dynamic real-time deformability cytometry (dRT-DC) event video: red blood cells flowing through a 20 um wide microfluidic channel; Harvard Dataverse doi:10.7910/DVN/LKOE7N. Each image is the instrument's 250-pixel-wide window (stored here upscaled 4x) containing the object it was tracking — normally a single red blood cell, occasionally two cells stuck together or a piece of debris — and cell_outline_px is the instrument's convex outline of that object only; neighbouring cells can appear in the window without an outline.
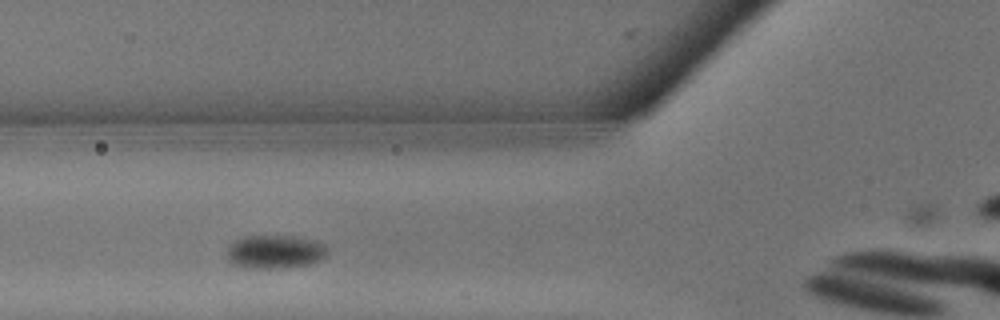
{"species": "common noctule bat (a hibernating species)", "species_latin": "Nyctalus noctula", "temperature_condition": "warm", "stored_images_in_passage": 11, "camera_frame_rate_fps": 3000, "um_per_image_px": 0.085, "animal": {"sex": "male", "body_mass_g": 13.3}, "frame": {"image": 1, "passage_image": 7, "time_ms": 2.0, "image_size_px": [1000, 320], "cell_outline_px": [[328, 248], [324, 256], [320, 260], [308, 264], [280, 268], [248, 268], [232, 264], [228, 260], [228, 248], [236, 240], [244, 236], [296, 236], [316, 240], [324, 244]], "centroid_in_image_um": [23.39, 21.39], "position_along_channel_um": 102.4, "area_um2": 19.54}}
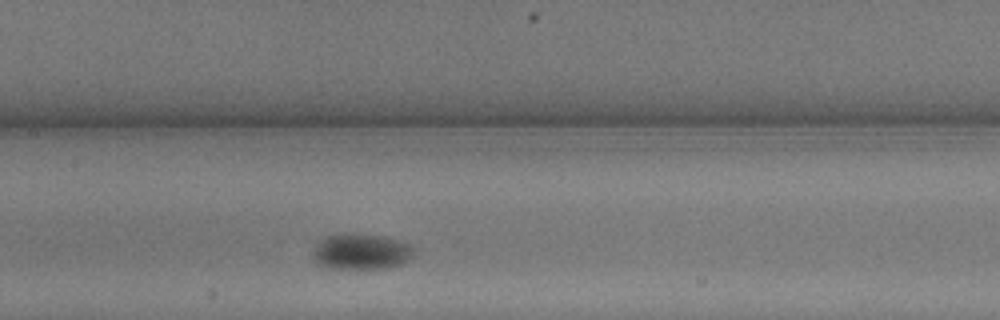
{"frame": {"image": 2, "passage_image": 10, "time_ms": 3.0, "image_size_px": [1000, 320], "cell_outline_px": [[416, 248], [412, 256], [404, 264], [392, 268], [328, 268], [320, 264], [312, 256], [312, 248], [320, 240], [328, 236], [340, 232], [380, 236], [412, 244]], "centroid_in_image_um": [30.72, 21.38], "position_along_channel_um": 176.7, "area_um2": 21.33}}